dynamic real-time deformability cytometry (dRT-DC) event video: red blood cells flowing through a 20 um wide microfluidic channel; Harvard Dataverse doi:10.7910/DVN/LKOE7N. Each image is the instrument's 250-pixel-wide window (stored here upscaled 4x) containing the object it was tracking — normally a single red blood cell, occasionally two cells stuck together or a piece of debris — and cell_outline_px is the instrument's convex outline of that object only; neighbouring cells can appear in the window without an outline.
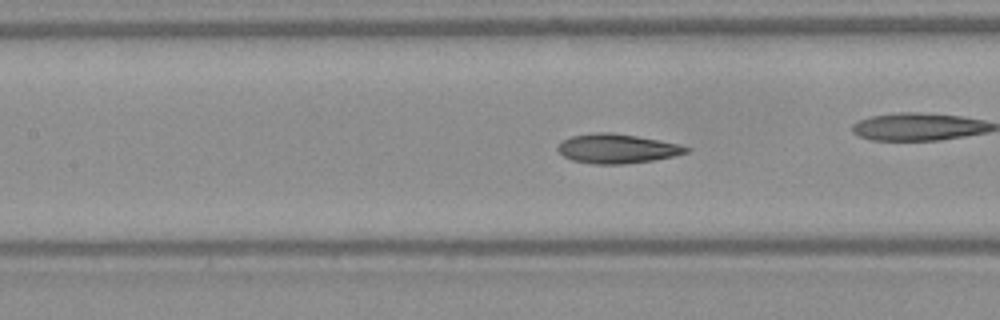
{"species": "Egyptian fruit bat (a non-hibernating species)", "species_latin": "Rousettus aegyptiacus", "temperature_condition": "warm", "stored_images_in_passage": 51, "camera_frame_rate_fps": 3000, "um_per_image_px": 0.085, "frame": {"image": 1, "passage_image": 22, "time_ms": 7.0, "image_size_px": [1000, 320], "cell_outline_px": [[692, 148], [688, 152], [672, 156], [652, 160], [624, 164], [592, 164], [572, 160], [564, 156], [556, 148], [556, 144], [572, 136], [596, 132], [612, 132], [636, 136], [680, 144]], "centroid_in_image_um": [52.43, 12.63], "position_along_channel_um": 155.0, "area_um2": 21.91}, "authors_computed_cell_mechanics": {"area_um2": 22.1952, "velocity_mm_per_s": 3.9239, "shape_relaxation_time_tau1_ms": null, "shape_relaxation_time_tau2_ms": 2.1739, "deformation_change_tau1": null, "deformation_change_tau2": 0.0904}}